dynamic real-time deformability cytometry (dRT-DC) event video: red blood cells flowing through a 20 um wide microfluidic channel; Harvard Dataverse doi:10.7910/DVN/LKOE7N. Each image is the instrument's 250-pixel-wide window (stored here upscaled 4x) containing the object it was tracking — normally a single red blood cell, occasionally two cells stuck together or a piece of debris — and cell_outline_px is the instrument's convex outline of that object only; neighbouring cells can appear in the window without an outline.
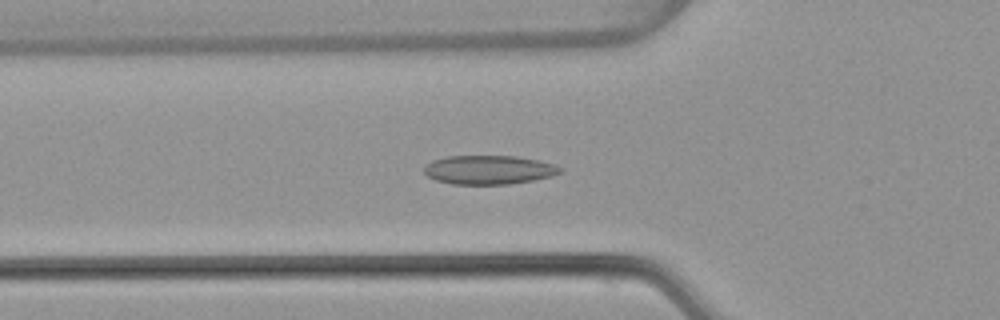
{"species": "common noctule bat (a hibernating species)", "species_latin": "Nyctalus noctula", "temperature_condition": "warm", "stored_images_in_passage": 43, "camera_frame_rate_fps": 3000, "um_per_image_px": 0.085, "animal": {"sex": "female", "body_mass_g": 22.7, "forearm_length_mm": 54.2}, "frame": {"image": 1, "passage_image": 8, "time_ms": 2.333, "image_size_px": [1000, 320], "cell_outline_px": [[564, 172], [552, 176], [532, 180], [508, 184], [452, 184], [436, 180], [428, 176], [424, 172], [424, 164], [432, 160], [448, 156], [516, 156], [540, 160], [556, 164], [564, 168]], "centroid_in_image_um": [41.59, 14.42], "position_along_channel_um": 84.2, "area_um2": 23.18}}
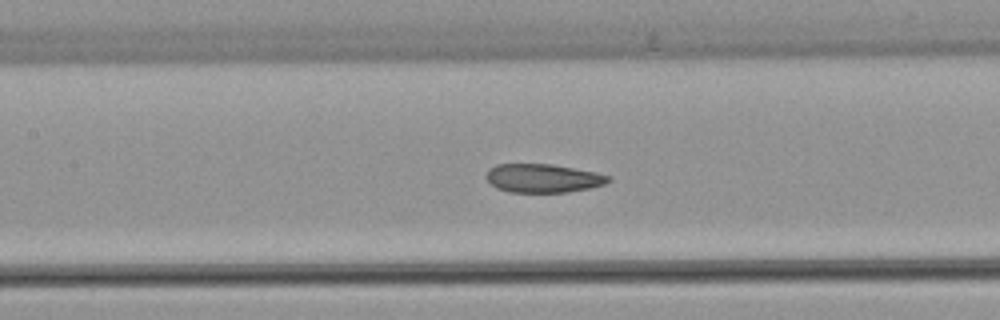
{"frame": {"image": 2, "passage_image": 14, "time_ms": 4.333, "image_size_px": [1000, 320], "cell_outline_px": [[612, 180], [604, 184], [588, 188], [568, 192], [508, 192], [496, 188], [484, 176], [488, 168], [496, 164], [552, 164], [596, 172], [612, 176]], "centroid_in_image_um": [46.14, 15.14], "position_along_channel_um": 161.3, "area_um2": 20.52}}
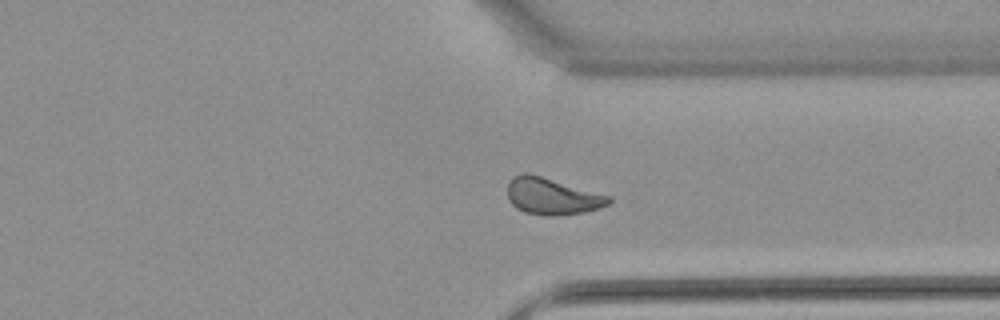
{"frame": {"image": 3, "passage_image": 30, "time_ms": 9.667, "image_size_px": [1000, 320], "cell_outline_px": [[612, 200], [608, 204], [600, 208], [584, 212], [552, 216], [544, 216], [524, 212], [516, 208], [508, 200], [508, 184], [512, 176], [524, 172], [528, 172], [612, 196]], "centroid_in_image_um": [46.92, 16.67], "position_along_channel_um": 364.5, "area_um2": 21.91}, "authors_computed_cell_mechanics": {"area_um2": 21.5016, "velocity_mm_per_s": 3.8107, "shape_relaxation_time_tau1_ms": null, "shape_relaxation_time_tau2_ms": 1.8491, "deformation_change_tau1": null, "deformation_change_tau2": 0.0765}}